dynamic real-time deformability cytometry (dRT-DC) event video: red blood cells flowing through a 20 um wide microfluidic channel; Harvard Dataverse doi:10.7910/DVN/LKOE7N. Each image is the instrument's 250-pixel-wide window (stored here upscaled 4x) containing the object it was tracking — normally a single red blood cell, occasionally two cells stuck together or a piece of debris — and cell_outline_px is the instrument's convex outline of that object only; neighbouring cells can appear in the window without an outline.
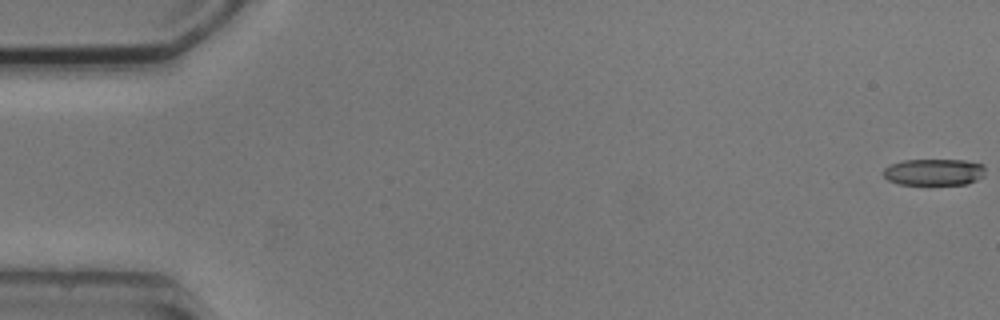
{"species": "common noctule bat (a hibernating species)", "species_latin": "Nyctalus noctula", "temperature_condition": "cold", "stored_images_in_passage": 3, "camera_frame_rate_fps": 3000, "um_per_image_px": 0.085, "animal": {"sex": "male", "body_mass_g": 20.5, "forearm_length_mm": 52.5}, "frame": {"image": 1, "passage_image": 1, "time_ms": 0.0, "image_size_px": [1000, 320], "cell_outline_px": [[984, 176], [968, 184], [900, 184], [888, 180], [884, 176], [884, 168], [892, 164], [904, 160], [964, 160], [984, 164]], "centroid_in_image_um": [79.42, 14.62], "position_along_channel_um": 5.6, "area_um2": 15.72}}